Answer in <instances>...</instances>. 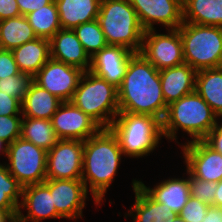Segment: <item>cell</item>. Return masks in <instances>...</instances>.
I'll return each mask as SVG.
<instances>
[{
	"mask_svg": "<svg viewBox=\"0 0 222 222\" xmlns=\"http://www.w3.org/2000/svg\"><path fill=\"white\" fill-rule=\"evenodd\" d=\"M119 112L151 115L161 122L167 111L159 70L140 52L129 59L126 73L118 88Z\"/></svg>",
	"mask_w": 222,
	"mask_h": 222,
	"instance_id": "1",
	"label": "cell"
},
{
	"mask_svg": "<svg viewBox=\"0 0 222 222\" xmlns=\"http://www.w3.org/2000/svg\"><path fill=\"white\" fill-rule=\"evenodd\" d=\"M123 155L117 137L109 128H102L84 141L81 180L86 190L90 189L96 206L114 181Z\"/></svg>",
	"mask_w": 222,
	"mask_h": 222,
	"instance_id": "2",
	"label": "cell"
},
{
	"mask_svg": "<svg viewBox=\"0 0 222 222\" xmlns=\"http://www.w3.org/2000/svg\"><path fill=\"white\" fill-rule=\"evenodd\" d=\"M209 104L193 91L167 106L162 120V135L177 141L179 128L189 134L191 141L204 140L220 122Z\"/></svg>",
	"mask_w": 222,
	"mask_h": 222,
	"instance_id": "3",
	"label": "cell"
},
{
	"mask_svg": "<svg viewBox=\"0 0 222 222\" xmlns=\"http://www.w3.org/2000/svg\"><path fill=\"white\" fill-rule=\"evenodd\" d=\"M97 20L108 45L140 52L145 30L128 0H101Z\"/></svg>",
	"mask_w": 222,
	"mask_h": 222,
	"instance_id": "4",
	"label": "cell"
},
{
	"mask_svg": "<svg viewBox=\"0 0 222 222\" xmlns=\"http://www.w3.org/2000/svg\"><path fill=\"white\" fill-rule=\"evenodd\" d=\"M109 129L117 137L125 156H148L161 141L162 122L151 115L119 112Z\"/></svg>",
	"mask_w": 222,
	"mask_h": 222,
	"instance_id": "5",
	"label": "cell"
},
{
	"mask_svg": "<svg viewBox=\"0 0 222 222\" xmlns=\"http://www.w3.org/2000/svg\"><path fill=\"white\" fill-rule=\"evenodd\" d=\"M71 102L102 128H109L119 113L118 88L90 71L82 74Z\"/></svg>",
	"mask_w": 222,
	"mask_h": 222,
	"instance_id": "6",
	"label": "cell"
},
{
	"mask_svg": "<svg viewBox=\"0 0 222 222\" xmlns=\"http://www.w3.org/2000/svg\"><path fill=\"white\" fill-rule=\"evenodd\" d=\"M178 30L185 63L196 71L222 66V27L183 22Z\"/></svg>",
	"mask_w": 222,
	"mask_h": 222,
	"instance_id": "7",
	"label": "cell"
},
{
	"mask_svg": "<svg viewBox=\"0 0 222 222\" xmlns=\"http://www.w3.org/2000/svg\"><path fill=\"white\" fill-rule=\"evenodd\" d=\"M6 164L10 174L24 187L43 183L46 178L47 151L19 137L8 145Z\"/></svg>",
	"mask_w": 222,
	"mask_h": 222,
	"instance_id": "8",
	"label": "cell"
},
{
	"mask_svg": "<svg viewBox=\"0 0 222 222\" xmlns=\"http://www.w3.org/2000/svg\"><path fill=\"white\" fill-rule=\"evenodd\" d=\"M166 31L167 34H158L155 29L145 31L140 50L159 71L185 63L179 30Z\"/></svg>",
	"mask_w": 222,
	"mask_h": 222,
	"instance_id": "9",
	"label": "cell"
},
{
	"mask_svg": "<svg viewBox=\"0 0 222 222\" xmlns=\"http://www.w3.org/2000/svg\"><path fill=\"white\" fill-rule=\"evenodd\" d=\"M84 141L59 139L47 151L46 178L81 180Z\"/></svg>",
	"mask_w": 222,
	"mask_h": 222,
	"instance_id": "10",
	"label": "cell"
},
{
	"mask_svg": "<svg viewBox=\"0 0 222 222\" xmlns=\"http://www.w3.org/2000/svg\"><path fill=\"white\" fill-rule=\"evenodd\" d=\"M83 73L77 67L50 58L34 76V82L66 102L72 100Z\"/></svg>",
	"mask_w": 222,
	"mask_h": 222,
	"instance_id": "11",
	"label": "cell"
},
{
	"mask_svg": "<svg viewBox=\"0 0 222 222\" xmlns=\"http://www.w3.org/2000/svg\"><path fill=\"white\" fill-rule=\"evenodd\" d=\"M58 139L85 141L102 127L71 101L62 102L51 119Z\"/></svg>",
	"mask_w": 222,
	"mask_h": 222,
	"instance_id": "12",
	"label": "cell"
},
{
	"mask_svg": "<svg viewBox=\"0 0 222 222\" xmlns=\"http://www.w3.org/2000/svg\"><path fill=\"white\" fill-rule=\"evenodd\" d=\"M186 163V173L207 182L222 180V154L215 151L204 140L181 144Z\"/></svg>",
	"mask_w": 222,
	"mask_h": 222,
	"instance_id": "13",
	"label": "cell"
},
{
	"mask_svg": "<svg viewBox=\"0 0 222 222\" xmlns=\"http://www.w3.org/2000/svg\"><path fill=\"white\" fill-rule=\"evenodd\" d=\"M136 11L145 31L154 30V24L165 29H178L183 23L182 0H128Z\"/></svg>",
	"mask_w": 222,
	"mask_h": 222,
	"instance_id": "14",
	"label": "cell"
},
{
	"mask_svg": "<svg viewBox=\"0 0 222 222\" xmlns=\"http://www.w3.org/2000/svg\"><path fill=\"white\" fill-rule=\"evenodd\" d=\"M53 204L62 218L77 219L83 217L82 210L86 205L89 191L82 180L46 179Z\"/></svg>",
	"mask_w": 222,
	"mask_h": 222,
	"instance_id": "15",
	"label": "cell"
},
{
	"mask_svg": "<svg viewBox=\"0 0 222 222\" xmlns=\"http://www.w3.org/2000/svg\"><path fill=\"white\" fill-rule=\"evenodd\" d=\"M132 54L123 46L108 45L91 58L89 71L119 88Z\"/></svg>",
	"mask_w": 222,
	"mask_h": 222,
	"instance_id": "16",
	"label": "cell"
},
{
	"mask_svg": "<svg viewBox=\"0 0 222 222\" xmlns=\"http://www.w3.org/2000/svg\"><path fill=\"white\" fill-rule=\"evenodd\" d=\"M51 59L89 71L91 58L73 29L58 30L49 40Z\"/></svg>",
	"mask_w": 222,
	"mask_h": 222,
	"instance_id": "17",
	"label": "cell"
},
{
	"mask_svg": "<svg viewBox=\"0 0 222 222\" xmlns=\"http://www.w3.org/2000/svg\"><path fill=\"white\" fill-rule=\"evenodd\" d=\"M18 214L27 222H41L49 218H62L53 204L49 187L43 183L24 186ZM27 211L24 216L21 209Z\"/></svg>",
	"mask_w": 222,
	"mask_h": 222,
	"instance_id": "18",
	"label": "cell"
},
{
	"mask_svg": "<svg viewBox=\"0 0 222 222\" xmlns=\"http://www.w3.org/2000/svg\"><path fill=\"white\" fill-rule=\"evenodd\" d=\"M196 73L187 63L159 71L162 94L167 105L195 91Z\"/></svg>",
	"mask_w": 222,
	"mask_h": 222,
	"instance_id": "19",
	"label": "cell"
},
{
	"mask_svg": "<svg viewBox=\"0 0 222 222\" xmlns=\"http://www.w3.org/2000/svg\"><path fill=\"white\" fill-rule=\"evenodd\" d=\"M188 177L169 178L161 181L154 188L147 187L141 180L138 185L155 201L165 204L177 215L181 212L190 198L189 173Z\"/></svg>",
	"mask_w": 222,
	"mask_h": 222,
	"instance_id": "20",
	"label": "cell"
},
{
	"mask_svg": "<svg viewBox=\"0 0 222 222\" xmlns=\"http://www.w3.org/2000/svg\"><path fill=\"white\" fill-rule=\"evenodd\" d=\"M63 29L75 27L98 18L101 0H54Z\"/></svg>",
	"mask_w": 222,
	"mask_h": 222,
	"instance_id": "21",
	"label": "cell"
},
{
	"mask_svg": "<svg viewBox=\"0 0 222 222\" xmlns=\"http://www.w3.org/2000/svg\"><path fill=\"white\" fill-rule=\"evenodd\" d=\"M21 73L35 76L51 58L48 39L36 38L11 50Z\"/></svg>",
	"mask_w": 222,
	"mask_h": 222,
	"instance_id": "22",
	"label": "cell"
},
{
	"mask_svg": "<svg viewBox=\"0 0 222 222\" xmlns=\"http://www.w3.org/2000/svg\"><path fill=\"white\" fill-rule=\"evenodd\" d=\"M132 186L135 193V203L127 215L133 216V222H164V220L174 218L177 215L170 208L165 207V204L155 202L138 185V180H133Z\"/></svg>",
	"mask_w": 222,
	"mask_h": 222,
	"instance_id": "23",
	"label": "cell"
},
{
	"mask_svg": "<svg viewBox=\"0 0 222 222\" xmlns=\"http://www.w3.org/2000/svg\"><path fill=\"white\" fill-rule=\"evenodd\" d=\"M62 101L35 82L21 103L22 117L51 120Z\"/></svg>",
	"mask_w": 222,
	"mask_h": 222,
	"instance_id": "24",
	"label": "cell"
},
{
	"mask_svg": "<svg viewBox=\"0 0 222 222\" xmlns=\"http://www.w3.org/2000/svg\"><path fill=\"white\" fill-rule=\"evenodd\" d=\"M183 22L222 27V0H182Z\"/></svg>",
	"mask_w": 222,
	"mask_h": 222,
	"instance_id": "25",
	"label": "cell"
},
{
	"mask_svg": "<svg viewBox=\"0 0 222 222\" xmlns=\"http://www.w3.org/2000/svg\"><path fill=\"white\" fill-rule=\"evenodd\" d=\"M195 91L222 118V66L197 71Z\"/></svg>",
	"mask_w": 222,
	"mask_h": 222,
	"instance_id": "26",
	"label": "cell"
},
{
	"mask_svg": "<svg viewBox=\"0 0 222 222\" xmlns=\"http://www.w3.org/2000/svg\"><path fill=\"white\" fill-rule=\"evenodd\" d=\"M26 16L20 15L0 21V49L12 50L36 39Z\"/></svg>",
	"mask_w": 222,
	"mask_h": 222,
	"instance_id": "27",
	"label": "cell"
},
{
	"mask_svg": "<svg viewBox=\"0 0 222 222\" xmlns=\"http://www.w3.org/2000/svg\"><path fill=\"white\" fill-rule=\"evenodd\" d=\"M20 137L46 151L59 140L51 120L30 117H23Z\"/></svg>",
	"mask_w": 222,
	"mask_h": 222,
	"instance_id": "28",
	"label": "cell"
},
{
	"mask_svg": "<svg viewBox=\"0 0 222 222\" xmlns=\"http://www.w3.org/2000/svg\"><path fill=\"white\" fill-rule=\"evenodd\" d=\"M37 38L50 40L62 27L55 1L26 15Z\"/></svg>",
	"mask_w": 222,
	"mask_h": 222,
	"instance_id": "29",
	"label": "cell"
},
{
	"mask_svg": "<svg viewBox=\"0 0 222 222\" xmlns=\"http://www.w3.org/2000/svg\"><path fill=\"white\" fill-rule=\"evenodd\" d=\"M22 189L23 186L10 174L7 166L0 163V210L8 211L12 216L18 214Z\"/></svg>",
	"mask_w": 222,
	"mask_h": 222,
	"instance_id": "30",
	"label": "cell"
},
{
	"mask_svg": "<svg viewBox=\"0 0 222 222\" xmlns=\"http://www.w3.org/2000/svg\"><path fill=\"white\" fill-rule=\"evenodd\" d=\"M73 30L90 58L102 48L108 46L105 35L97 19L83 23Z\"/></svg>",
	"mask_w": 222,
	"mask_h": 222,
	"instance_id": "31",
	"label": "cell"
},
{
	"mask_svg": "<svg viewBox=\"0 0 222 222\" xmlns=\"http://www.w3.org/2000/svg\"><path fill=\"white\" fill-rule=\"evenodd\" d=\"M33 83L34 76L31 74L20 73L18 75L7 76L0 79V93L8 94L22 103Z\"/></svg>",
	"mask_w": 222,
	"mask_h": 222,
	"instance_id": "32",
	"label": "cell"
},
{
	"mask_svg": "<svg viewBox=\"0 0 222 222\" xmlns=\"http://www.w3.org/2000/svg\"><path fill=\"white\" fill-rule=\"evenodd\" d=\"M217 182H207L189 174L190 196L211 206L215 199Z\"/></svg>",
	"mask_w": 222,
	"mask_h": 222,
	"instance_id": "33",
	"label": "cell"
},
{
	"mask_svg": "<svg viewBox=\"0 0 222 222\" xmlns=\"http://www.w3.org/2000/svg\"><path fill=\"white\" fill-rule=\"evenodd\" d=\"M22 119L19 115H0V139L8 145L18 139L21 135Z\"/></svg>",
	"mask_w": 222,
	"mask_h": 222,
	"instance_id": "34",
	"label": "cell"
},
{
	"mask_svg": "<svg viewBox=\"0 0 222 222\" xmlns=\"http://www.w3.org/2000/svg\"><path fill=\"white\" fill-rule=\"evenodd\" d=\"M210 205L190 196L189 200L178 214L185 222L203 221Z\"/></svg>",
	"mask_w": 222,
	"mask_h": 222,
	"instance_id": "35",
	"label": "cell"
},
{
	"mask_svg": "<svg viewBox=\"0 0 222 222\" xmlns=\"http://www.w3.org/2000/svg\"><path fill=\"white\" fill-rule=\"evenodd\" d=\"M20 73L12 51L0 49V79Z\"/></svg>",
	"mask_w": 222,
	"mask_h": 222,
	"instance_id": "36",
	"label": "cell"
},
{
	"mask_svg": "<svg viewBox=\"0 0 222 222\" xmlns=\"http://www.w3.org/2000/svg\"><path fill=\"white\" fill-rule=\"evenodd\" d=\"M21 102L5 93H0V115H21Z\"/></svg>",
	"mask_w": 222,
	"mask_h": 222,
	"instance_id": "37",
	"label": "cell"
},
{
	"mask_svg": "<svg viewBox=\"0 0 222 222\" xmlns=\"http://www.w3.org/2000/svg\"><path fill=\"white\" fill-rule=\"evenodd\" d=\"M20 13L23 16L34 12L41 7L51 4L54 0H16Z\"/></svg>",
	"mask_w": 222,
	"mask_h": 222,
	"instance_id": "38",
	"label": "cell"
},
{
	"mask_svg": "<svg viewBox=\"0 0 222 222\" xmlns=\"http://www.w3.org/2000/svg\"><path fill=\"white\" fill-rule=\"evenodd\" d=\"M20 15L16 0H0V21Z\"/></svg>",
	"mask_w": 222,
	"mask_h": 222,
	"instance_id": "39",
	"label": "cell"
},
{
	"mask_svg": "<svg viewBox=\"0 0 222 222\" xmlns=\"http://www.w3.org/2000/svg\"><path fill=\"white\" fill-rule=\"evenodd\" d=\"M222 123V122H221ZM204 141L215 151L222 154V124H217L207 135Z\"/></svg>",
	"mask_w": 222,
	"mask_h": 222,
	"instance_id": "40",
	"label": "cell"
},
{
	"mask_svg": "<svg viewBox=\"0 0 222 222\" xmlns=\"http://www.w3.org/2000/svg\"><path fill=\"white\" fill-rule=\"evenodd\" d=\"M201 222H222V208L210 206Z\"/></svg>",
	"mask_w": 222,
	"mask_h": 222,
	"instance_id": "41",
	"label": "cell"
},
{
	"mask_svg": "<svg viewBox=\"0 0 222 222\" xmlns=\"http://www.w3.org/2000/svg\"><path fill=\"white\" fill-rule=\"evenodd\" d=\"M211 206L222 208V180L217 183L215 199Z\"/></svg>",
	"mask_w": 222,
	"mask_h": 222,
	"instance_id": "42",
	"label": "cell"
},
{
	"mask_svg": "<svg viewBox=\"0 0 222 222\" xmlns=\"http://www.w3.org/2000/svg\"><path fill=\"white\" fill-rule=\"evenodd\" d=\"M11 216L8 211L0 210V222H7Z\"/></svg>",
	"mask_w": 222,
	"mask_h": 222,
	"instance_id": "43",
	"label": "cell"
},
{
	"mask_svg": "<svg viewBox=\"0 0 222 222\" xmlns=\"http://www.w3.org/2000/svg\"><path fill=\"white\" fill-rule=\"evenodd\" d=\"M7 222H27L19 214L11 216Z\"/></svg>",
	"mask_w": 222,
	"mask_h": 222,
	"instance_id": "44",
	"label": "cell"
},
{
	"mask_svg": "<svg viewBox=\"0 0 222 222\" xmlns=\"http://www.w3.org/2000/svg\"><path fill=\"white\" fill-rule=\"evenodd\" d=\"M0 151L2 152V154H5L7 157L8 144L1 139H0Z\"/></svg>",
	"mask_w": 222,
	"mask_h": 222,
	"instance_id": "45",
	"label": "cell"
},
{
	"mask_svg": "<svg viewBox=\"0 0 222 222\" xmlns=\"http://www.w3.org/2000/svg\"><path fill=\"white\" fill-rule=\"evenodd\" d=\"M164 222H185L179 215H176L174 218L164 220Z\"/></svg>",
	"mask_w": 222,
	"mask_h": 222,
	"instance_id": "46",
	"label": "cell"
}]
</instances>
